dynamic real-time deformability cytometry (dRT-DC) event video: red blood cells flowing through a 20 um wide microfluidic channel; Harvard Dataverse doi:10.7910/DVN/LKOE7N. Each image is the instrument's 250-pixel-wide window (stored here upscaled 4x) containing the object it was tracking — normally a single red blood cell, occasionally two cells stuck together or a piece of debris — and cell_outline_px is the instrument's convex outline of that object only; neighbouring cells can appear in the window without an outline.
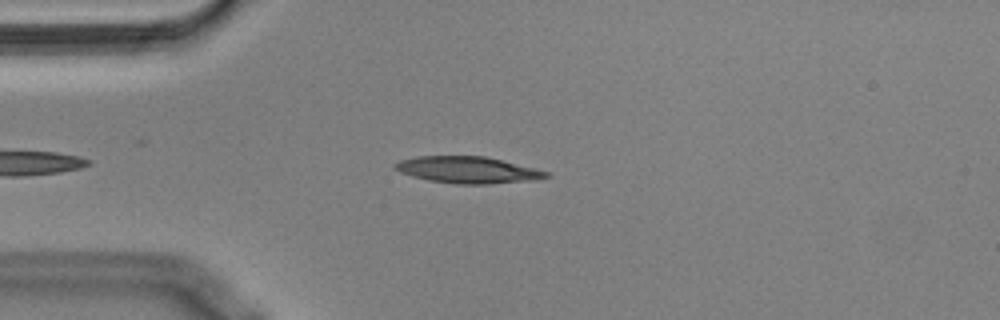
{"species": "Egyptian fruit bat (a non-hibernating species)", "species_latin": "Rousettus aegyptiacus", "temperature_condition": "cold", "stored_images_in_passage": 39, "camera_frame_rate_fps": 3000, "um_per_image_px": 0.085, "animal": {"sex": "male"}, "frame": {"image": 1, "passage_image": 5, "time_ms": 1.333, "image_size_px": [1000, 320], "cell_outline_px": [[552, 176], [536, 180], [488, 184], [456, 184], [428, 180], [412, 176], [400, 172], [392, 168], [392, 164], [400, 160], [416, 156], [484, 156], [536, 168], [552, 172]], "centroid_in_image_um": [39.78, 14.44], "position_along_channel_um": 45.2, "area_um2": 23.76}}
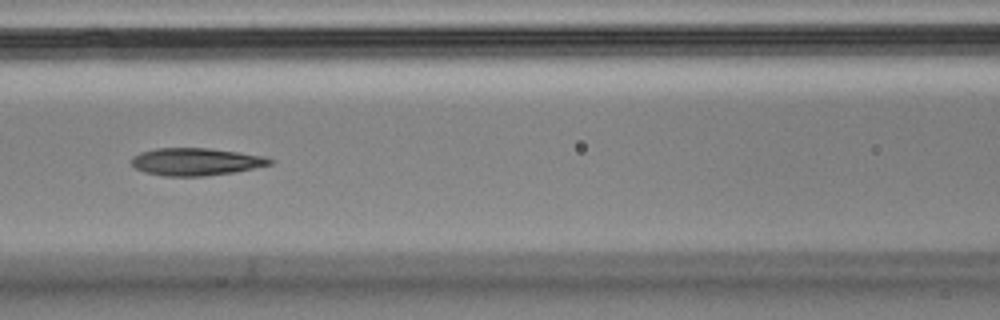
{"frame": {"image": 2, "passage_image": 15, "time_ms": 4.667, "image_size_px": [1000, 320], "cell_outline_px": [[276, 160], [272, 164], [232, 172], [204, 176], [164, 176], [144, 172], [136, 168], [132, 164], [132, 156], [140, 152], [156, 148], [208, 148], [240, 152], [264, 156]], "centroid_in_image_um": [16.65, 13.74], "position_along_channel_um": 150.0, "area_um2": 22.14}}
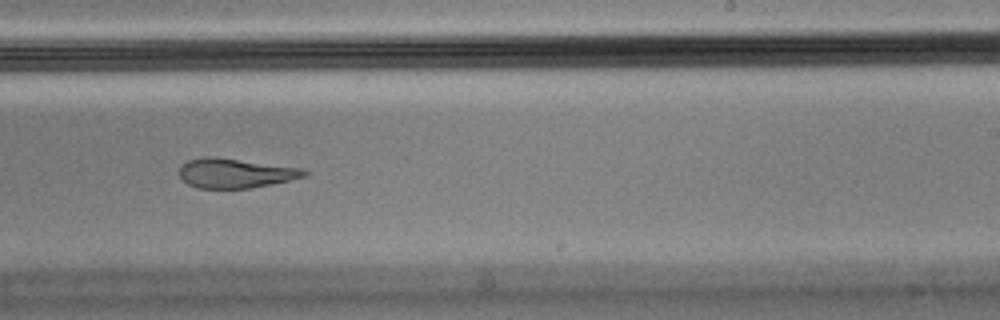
{"frame": {"image": 3, "passage_image": 25, "time_ms": 8.0, "image_size_px": [1000, 320], "cell_outline_px": [[308, 172], [304, 176], [272, 184], [252, 188], [200, 188], [188, 184], [180, 176], [180, 168], [188, 160], [204, 156], [212, 156], [304, 168]], "centroid_in_image_um": [20.01, 14.71], "position_along_channel_um": 269.0, "area_um2": 21.33}, "authors_computed_cell_mechanics": {"area_um2": 22.5998, "velocity_mm_per_s": 3.5848, "shape_relaxation_time_tau1_ms": null, "shape_relaxation_time_tau2_ms": 2.2411, "deformation_change_tau1": null, "deformation_change_tau2": 0.1108}}